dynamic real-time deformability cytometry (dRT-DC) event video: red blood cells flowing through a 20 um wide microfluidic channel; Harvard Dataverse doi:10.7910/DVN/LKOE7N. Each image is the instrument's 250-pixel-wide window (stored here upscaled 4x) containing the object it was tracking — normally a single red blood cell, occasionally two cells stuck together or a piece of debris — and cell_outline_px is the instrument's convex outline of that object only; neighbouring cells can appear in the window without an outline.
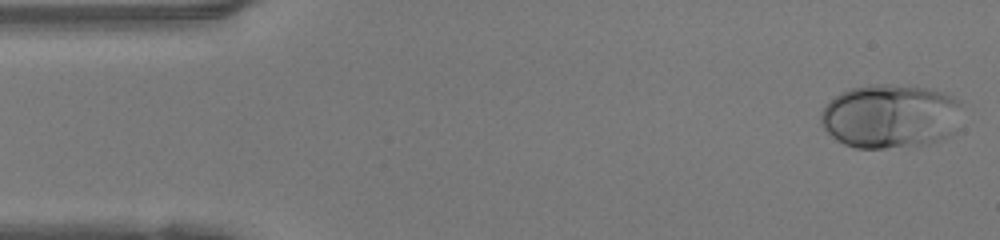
{"species": "human", "species_latin": "Homo sapiens", "temperature_condition": "warm", "stored_images_in_passage": 47, "camera_frame_rate_fps": 3000, "um_per_image_px": 0.085, "donor": {"sex": "female"}, "frame": {"image": 1, "passage_image": 1, "time_ms": 0.0, "image_size_px": [1000, 240], "cell_outline_px": [[960, 104], [956, 132], [940, 140], [928, 144], [884, 148], [856, 148], [844, 144], [836, 140], [820, 124], [820, 112], [828, 100], [840, 92], [852, 88], [872, 84], [888, 84], [932, 88], [952, 96], [960, 100]], "centroid_in_image_um": [75.66, 9.87], "position_along_channel_um": 9.3, "area_um2": 53.23}}
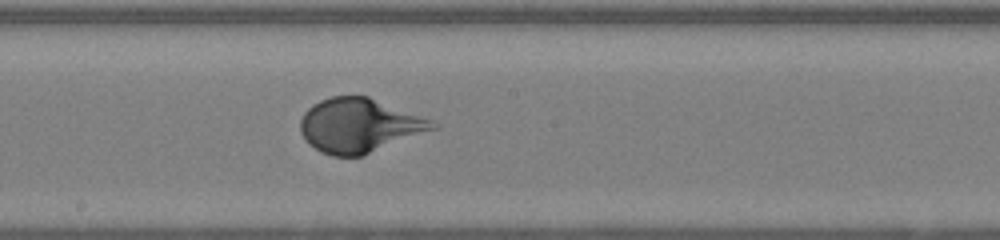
{"frame": {"image": 2, "passage_image": 24, "time_ms": 7.667, "image_size_px": [1000, 240], "cell_outline_px": [[440, 128], [364, 156], [332, 156], [320, 152], [308, 144], [304, 140], [300, 132], [300, 120], [304, 112], [312, 104], [320, 100], [332, 96], [368, 96], [432, 120]], "centroid_in_image_um": [30.54, 10.69], "position_along_channel_um": 217.7, "area_um2": 42.19}}
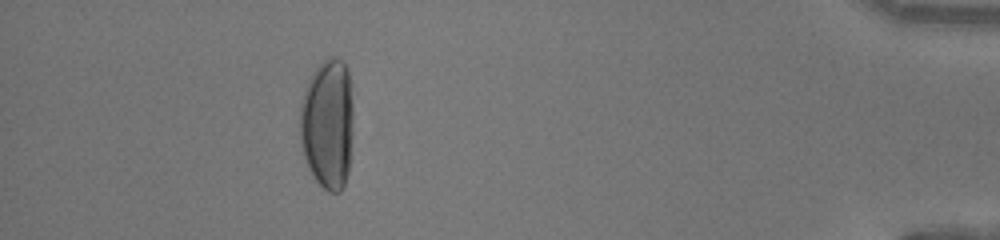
{"frame": {"image": 3, "passage_image": 42, "time_ms": 13.667, "image_size_px": [1000, 240], "cell_outline_px": [[352, 136], [348, 172], [344, 184], [340, 192], [328, 192], [316, 180], [308, 168], [304, 156], [300, 140], [300, 104], [304, 88], [312, 72], [328, 56], [336, 56], [344, 60], [348, 68], [352, 108]], "centroid_in_image_um": [27.84, 10.49], "position_along_channel_um": 407.4, "area_um2": 41.04}}